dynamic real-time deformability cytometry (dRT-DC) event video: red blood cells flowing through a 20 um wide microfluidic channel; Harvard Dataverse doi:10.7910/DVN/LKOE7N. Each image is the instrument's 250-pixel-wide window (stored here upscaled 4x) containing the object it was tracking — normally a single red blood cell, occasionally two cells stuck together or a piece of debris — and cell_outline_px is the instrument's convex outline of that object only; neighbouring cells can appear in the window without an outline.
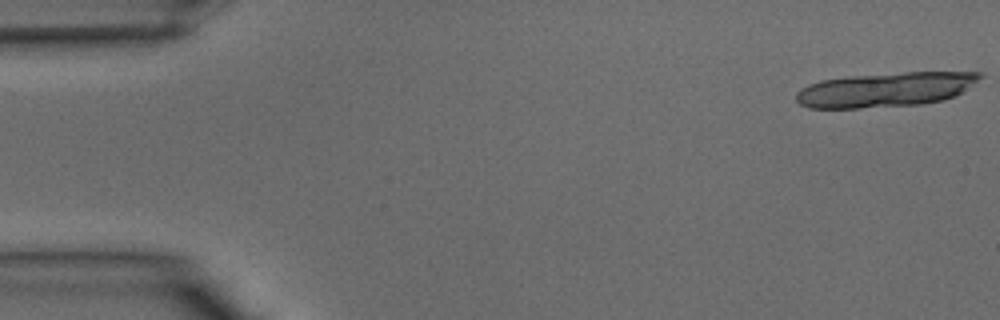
{"species": "common noctule bat (a hibernating species)", "species_latin": "Nyctalus noctula", "temperature_condition": "warm", "stored_images_in_passage": 14, "camera_frame_rate_fps": 3000, "um_per_image_px": 0.085, "animal": {"sex": "male", "body_mass_g": 15.6}, "frame": {"image": 1, "passage_image": 1, "time_ms": 0.0, "image_size_px": [1000, 320], "cell_outline_px": [[984, 76], [964, 92], [956, 96], [944, 100], [920, 104], [860, 108], [808, 108], [800, 104], [796, 100], [796, 92], [800, 88], [808, 84], [820, 80], [848, 76], [904, 72], [984, 72]], "centroid_in_image_um": [75.29, 7.61], "position_along_channel_um": 9.7, "area_um2": 37.34}}